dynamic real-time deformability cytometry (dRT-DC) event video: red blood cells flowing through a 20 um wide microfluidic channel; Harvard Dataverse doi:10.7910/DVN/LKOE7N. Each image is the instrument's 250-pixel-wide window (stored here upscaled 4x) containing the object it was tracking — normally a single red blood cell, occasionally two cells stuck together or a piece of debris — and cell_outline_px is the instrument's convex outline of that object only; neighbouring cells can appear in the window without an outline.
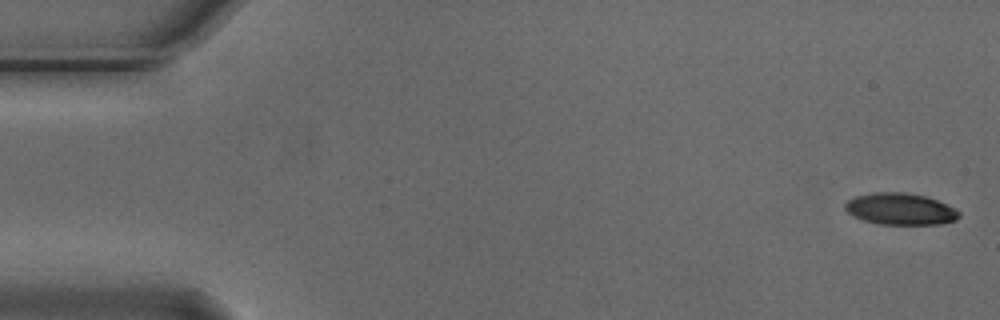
{"species": "Egyptian fruit bat (a non-hibernating species)", "species_latin": "Rousettus aegyptiacus", "temperature_condition": "cold", "stored_images_in_passage": 3, "camera_frame_rate_fps": 3000, "um_per_image_px": 0.085, "animal": {"sex": "male"}, "frame": {"image": 1, "passage_image": 1, "time_ms": 0.0, "image_size_px": [1000, 320], "cell_outline_px": [[960, 216], [956, 220], [940, 224], [880, 224], [864, 220], [852, 216], [844, 208], [844, 204], [848, 200], [856, 196], [872, 192], [904, 192], [924, 196], [936, 200], [956, 208], [960, 212]], "centroid_in_image_um": [76.52, 17.76], "position_along_channel_um": 8.5, "area_um2": 21.04}}